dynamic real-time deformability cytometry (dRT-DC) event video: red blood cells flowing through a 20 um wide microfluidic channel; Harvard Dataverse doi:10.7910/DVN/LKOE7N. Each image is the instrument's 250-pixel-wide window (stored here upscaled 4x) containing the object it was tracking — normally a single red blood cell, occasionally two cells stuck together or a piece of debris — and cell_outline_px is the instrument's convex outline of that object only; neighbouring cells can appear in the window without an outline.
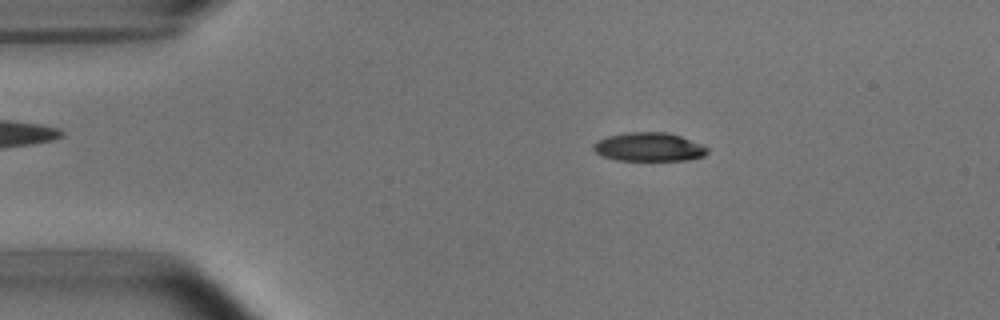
{"species": "common noctule bat (a hibernating species)", "species_latin": "Nyctalus noctula", "temperature_condition": "room temperature", "stored_images_in_passage": 52, "camera_frame_rate_fps": 3000, "um_per_image_px": 0.085, "animal": {"sex": "male", "body_mass_g": 15.6}, "frame": {"image": 1, "passage_image": 9, "time_ms": 2.667, "image_size_px": [1000, 320], "cell_outline_px": [[708, 152], [704, 156], [688, 160], [616, 160], [600, 156], [592, 148], [592, 144], [596, 140], [608, 136], [628, 132], [668, 132], [680, 136], [700, 144], [708, 148]], "centroid_in_image_um": [55.12, 12.49], "position_along_channel_um": 29.9, "area_um2": 19.13}}
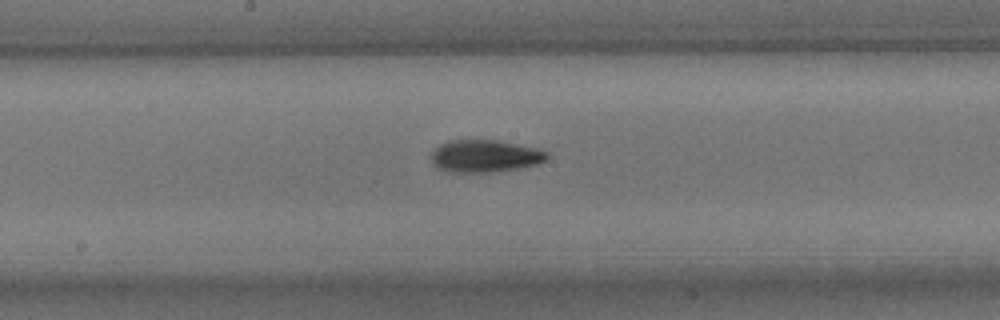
{"frame": {"image": 2, "passage_image": 27, "time_ms": 8.667, "image_size_px": [1000, 320], "cell_outline_px": [[548, 160], [536, 164], [516, 168], [488, 172], [448, 172], [436, 168], [432, 164], [432, 152], [440, 144], [448, 140], [496, 140], [536, 148], [548, 152]], "centroid_in_image_um": [41.19, 13.26], "position_along_channel_um": 207.0, "area_um2": 21.73}}
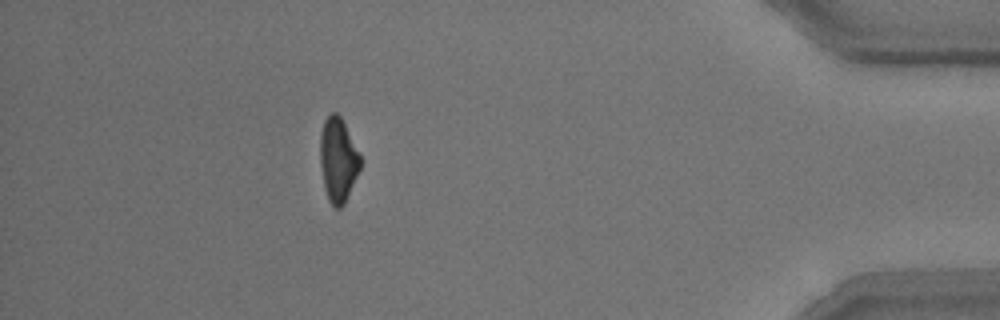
{"frame": {"image": 3, "passage_image": 47, "time_ms": 15.333, "image_size_px": [1000, 320], "cell_outline_px": [[360, 168], [344, 204], [340, 208], [336, 208], [328, 200], [324, 188], [320, 164], [320, 132], [324, 120], [332, 112], [336, 112], [340, 116], [360, 156]], "centroid_in_image_um": [28.7, 13.59], "position_along_channel_um": 406.5, "area_um2": 19.42}, "authors_computed_cell_mechanics": {"area_um2": 20.4901, "velocity_mm_per_s": 3.7581, "shape_relaxation_time_tau1_ms": 3.3842, "shape_relaxation_time_tau2_ms": 3.77, "deformation_change_tau1": 0.1556, "deformation_change_tau2": 0.1218}}